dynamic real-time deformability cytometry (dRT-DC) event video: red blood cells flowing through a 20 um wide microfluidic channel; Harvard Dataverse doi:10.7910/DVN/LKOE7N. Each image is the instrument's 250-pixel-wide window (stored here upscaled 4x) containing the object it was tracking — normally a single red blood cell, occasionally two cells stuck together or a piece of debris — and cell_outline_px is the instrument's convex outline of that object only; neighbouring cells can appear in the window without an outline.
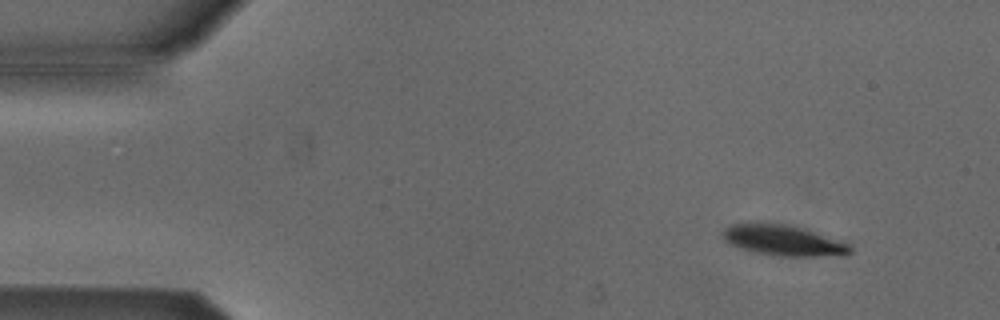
{"species": "Egyptian fruit bat (a non-hibernating species)", "species_latin": "Rousettus aegyptiacus", "temperature_condition": "cold", "stored_images_in_passage": 4, "camera_frame_rate_fps": 3000, "um_per_image_px": 0.085, "animal": {"sex": "male"}, "frame": {"image": 1, "passage_image": 1, "time_ms": 0.0, "image_size_px": [1000, 320], "cell_outline_px": [[852, 252], [848, 256], [772, 256], [756, 252], [732, 244], [724, 240], [720, 232], [724, 228], [732, 224], [784, 224], [804, 228], [852, 244]], "centroid_in_image_um": [66.68, 20.46], "position_along_channel_um": 18.3, "area_um2": 22.72}}
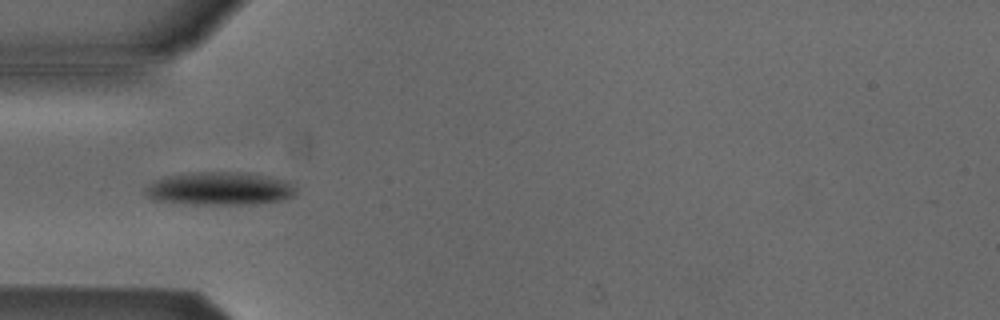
{"frame": {"image": 2, "passage_image": 4, "time_ms": 3.667, "image_size_px": [1000, 320], "cell_outline_px": [[296, 196], [284, 200], [256, 204], [188, 204], [152, 200], [144, 192], [144, 188], [148, 184], [164, 176], [192, 172], [248, 172], [292, 180], [296, 184]], "centroid_in_image_um": [18.75, 16.02], "position_along_channel_um": 66.2, "area_um2": 29.94}}